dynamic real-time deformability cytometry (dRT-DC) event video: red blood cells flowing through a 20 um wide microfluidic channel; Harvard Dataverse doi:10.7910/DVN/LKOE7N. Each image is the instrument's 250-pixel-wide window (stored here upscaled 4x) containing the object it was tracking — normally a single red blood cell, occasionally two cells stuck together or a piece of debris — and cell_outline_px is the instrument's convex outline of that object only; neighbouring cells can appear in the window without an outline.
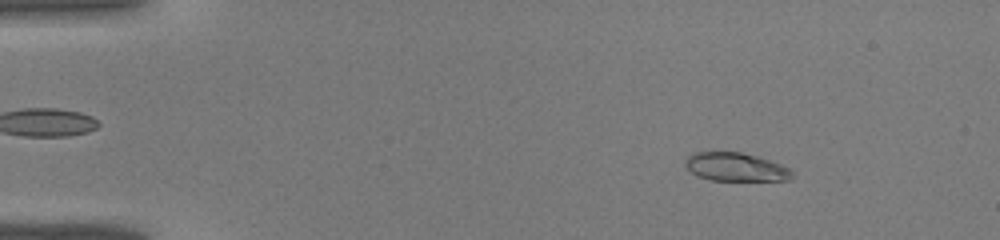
{"species": "common noctule bat (a hibernating species)", "species_latin": "Nyctalus noctula", "temperature_condition": "warm", "stored_images_in_passage": 42, "camera_frame_rate_fps": 3000, "um_per_image_px": 0.085, "animal": {"sex": "male", "body_mass_g": 19.0, "forearm_length_mm": 50.8}, "frame": {"image": 1, "passage_image": 5, "time_ms": 1.333, "image_size_px": [1000, 240], "cell_outline_px": [[792, 180], [712, 180], [700, 176], [692, 172], [684, 164], [688, 156], [696, 152], [740, 152], [756, 156], [780, 164], [788, 168], [792, 172]], "centroid_in_image_um": [62.54, 14.19], "position_along_channel_um": 22.5, "area_um2": 17.34}}
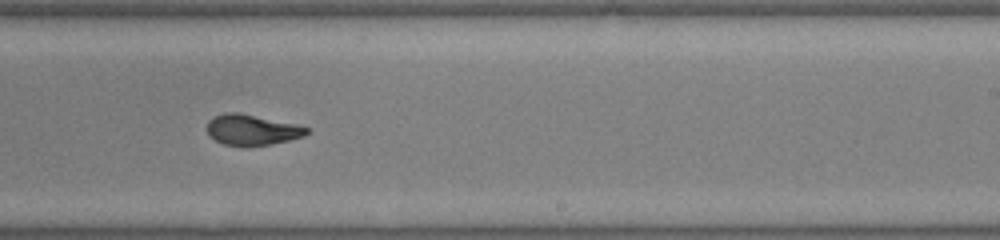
{"frame": {"image": 2, "passage_image": 26, "time_ms": 8.333, "image_size_px": [1000, 240], "cell_outline_px": [[308, 132], [304, 136], [272, 144], [244, 148], [224, 144], [216, 140], [208, 132], [208, 120], [212, 116], [224, 112], [236, 112], [296, 124], [308, 128]], "centroid_in_image_um": [21.39, 11.05], "position_along_channel_um": 267.6, "area_um2": 17.86}}
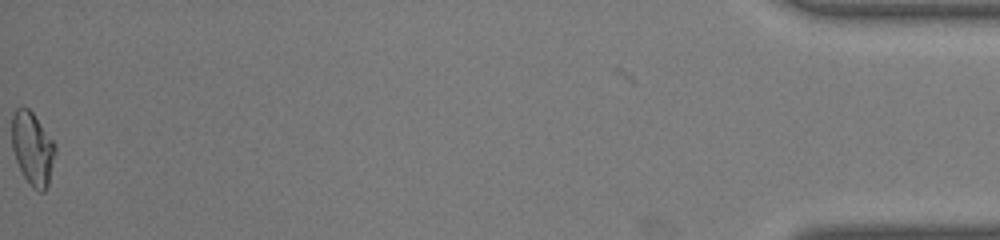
{"frame": {"image": 3, "passage_image": 42, "time_ms": 13.667, "image_size_px": [1000, 240], "cell_outline_px": [[56, 152], [48, 188], [44, 192], [40, 192], [32, 188], [24, 176], [16, 160], [12, 148], [12, 112], [16, 108], [28, 108], [32, 112], [56, 144]], "centroid_in_image_um": [2.78, 12.65], "position_along_channel_um": 432.4, "area_um2": 18.61}}